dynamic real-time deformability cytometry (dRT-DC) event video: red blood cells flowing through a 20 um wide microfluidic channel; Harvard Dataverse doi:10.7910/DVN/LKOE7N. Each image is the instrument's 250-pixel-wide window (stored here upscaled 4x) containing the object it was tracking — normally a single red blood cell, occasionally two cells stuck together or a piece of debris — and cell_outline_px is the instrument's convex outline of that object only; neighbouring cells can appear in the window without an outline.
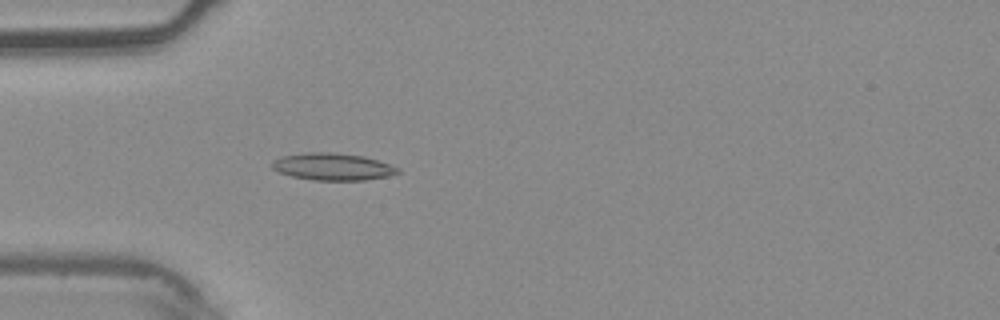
{"species": "common noctule bat (a hibernating species)", "species_latin": "Nyctalus noctula", "temperature_condition": "warm", "stored_images_in_passage": 4, "camera_frame_rate_fps": 3000, "um_per_image_px": 0.085, "animal": {"sex": "male", "body_mass_g": 20.4}, "frame": {"image": 1, "passage_image": 4, "time_ms": 1.0, "image_size_px": [1000, 320], "cell_outline_px": [[400, 172], [388, 176], [364, 180], [312, 180], [292, 176], [280, 172], [272, 168], [272, 160], [280, 156], [308, 152], [328, 152], [364, 156], [400, 168]], "centroid_in_image_um": [28.25, 14.17], "position_along_channel_um": 56.7, "area_um2": 19.77}}